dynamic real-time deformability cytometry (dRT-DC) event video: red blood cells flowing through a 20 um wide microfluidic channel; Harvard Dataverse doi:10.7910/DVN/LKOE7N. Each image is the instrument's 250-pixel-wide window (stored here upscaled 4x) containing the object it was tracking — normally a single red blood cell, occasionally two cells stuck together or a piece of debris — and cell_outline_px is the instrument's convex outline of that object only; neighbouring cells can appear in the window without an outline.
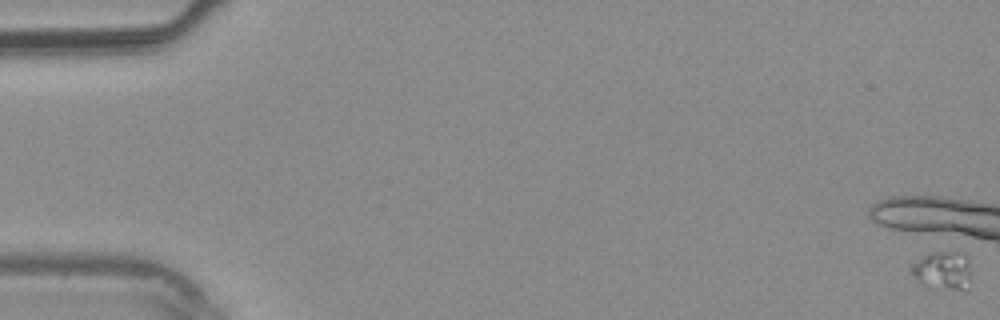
{"species": "common noctule bat (a hibernating species)", "species_latin": "Nyctalus noctula", "temperature_condition": "warm", "stored_images_in_passage": 2, "camera_frame_rate_fps": 3000, "um_per_image_px": 0.085, "animal": {"sex": "male", "body_mass_g": 20.4}, "frame": {"image": 1, "passage_image": 1, "time_ms": 0.0, "image_size_px": [1000, 320], "cell_outline_px": [[968, 288], [964, 292], [928, 288], [916, 280], [908, 268], [916, 260], [932, 252], [964, 252], [968, 260]], "centroid_in_image_um": [80.1, 23.04], "position_along_channel_um": 4.9, "area_um2": 13.76}}